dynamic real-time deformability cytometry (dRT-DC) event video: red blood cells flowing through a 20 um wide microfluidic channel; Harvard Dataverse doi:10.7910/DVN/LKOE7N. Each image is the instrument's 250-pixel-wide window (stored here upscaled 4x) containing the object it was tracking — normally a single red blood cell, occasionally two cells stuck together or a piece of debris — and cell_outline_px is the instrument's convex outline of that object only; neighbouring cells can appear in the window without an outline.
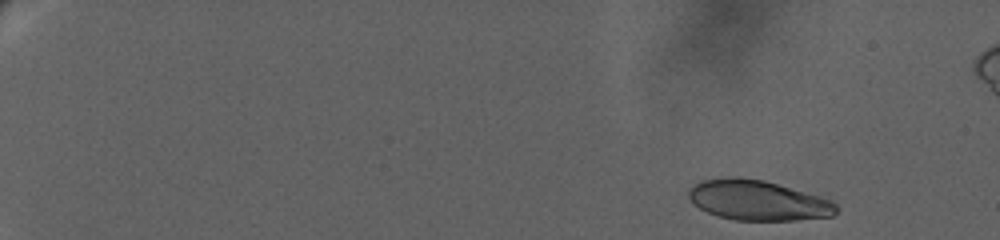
{"species": "human", "species_latin": "Homo sapiens", "temperature_condition": "warm", "stored_images_in_passage": 48, "camera_frame_rate_fps": 3000, "um_per_image_px": 0.085, "donor": {"sex": "female"}, "frame": {"image": 1, "passage_image": 3, "time_ms": 1.0, "image_size_px": [1000, 240], "cell_outline_px": [[840, 208], [832, 216], [796, 220], [736, 220], [720, 216], [708, 212], [692, 204], [688, 196], [688, 188], [692, 184], [700, 180], [728, 176], [740, 176], [764, 180], [820, 196], [832, 200]], "centroid_in_image_um": [64.39, 17.01], "position_along_channel_um": 20.6, "area_um2": 34.85}}
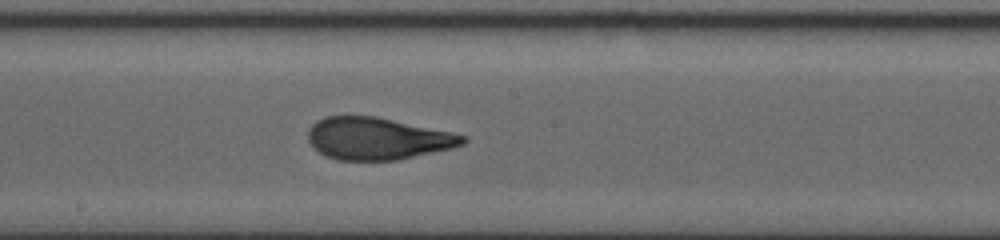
{"frame": {"image": 2, "passage_image": 29, "time_ms": 13.333, "image_size_px": [1000, 240], "cell_outline_px": [[468, 140], [464, 144], [452, 148], [396, 160], [336, 160], [320, 152], [308, 140], [308, 128], [316, 120], [324, 116], [376, 116], [468, 136]], "centroid_in_image_um": [32.08, 11.77], "position_along_channel_um": 216.1, "area_um2": 37.8}}
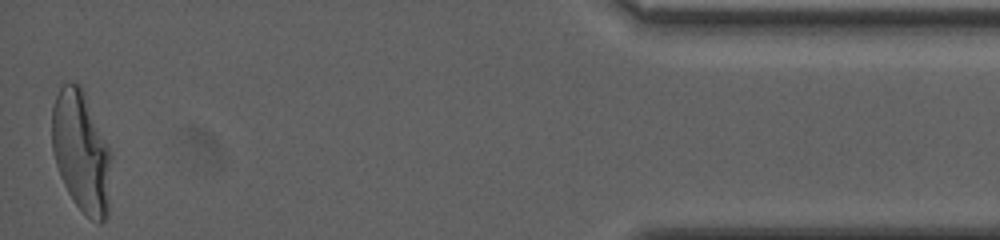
{"frame": {"image": 3, "passage_image": 47, "time_ms": 22.333, "image_size_px": [1000, 240], "cell_outline_px": [[112, 156], [108, 216], [100, 224], [96, 224], [72, 200], [60, 176], [56, 164], [52, 148], [52, 108], [56, 96], [60, 88], [64, 84], [80, 84], [108, 144]], "centroid_in_image_um": [6.93, 12.95], "position_along_channel_um": 428.3, "area_um2": 41.85}, "authors_computed_cell_mechanics": {"area_um2": 37.9168, "velocity_mm_per_s": 3.0342, "shape_relaxation_time_tau1_ms": 8.9368, "shape_relaxation_time_tau2_ms": 0.899, "deformation_change_tau1": 0.2797, "deformation_change_tau2": 0.0754}}